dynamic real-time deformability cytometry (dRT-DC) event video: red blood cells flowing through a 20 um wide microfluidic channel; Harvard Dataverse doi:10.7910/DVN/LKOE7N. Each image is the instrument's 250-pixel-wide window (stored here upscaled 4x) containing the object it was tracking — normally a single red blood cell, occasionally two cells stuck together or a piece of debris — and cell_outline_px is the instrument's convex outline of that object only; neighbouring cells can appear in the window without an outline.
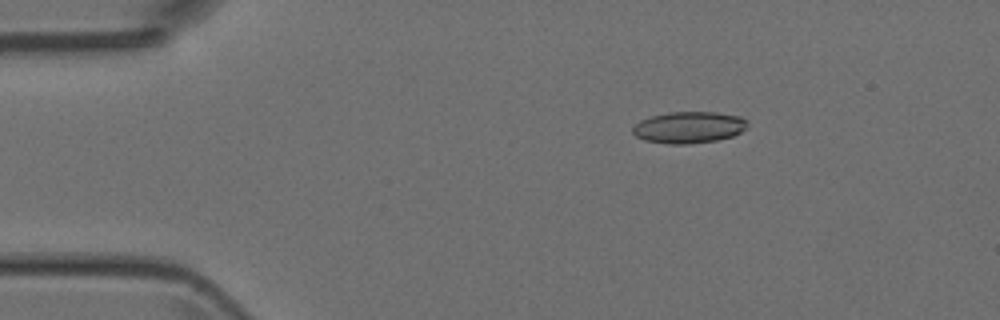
{"species": "Egyptian fruit bat (a non-hibernating species)", "species_latin": "Rousettus aegyptiacus", "temperature_condition": "room temperature", "stored_images_in_passage": 6, "camera_frame_rate_fps": 3000, "um_per_image_px": 0.085, "animal": {"sex": "female"}, "frame": {"image": 1, "passage_image": 3, "time_ms": 2.0, "image_size_px": [1000, 320], "cell_outline_px": [[748, 128], [732, 136], [716, 140], [688, 144], [668, 144], [644, 140], [636, 136], [632, 132], [632, 128], [640, 120], [652, 116], [668, 112], [716, 112], [740, 116], [748, 120]], "centroid_in_image_um": [58.57, 10.82], "position_along_channel_um": 26.4, "area_um2": 21.21}}
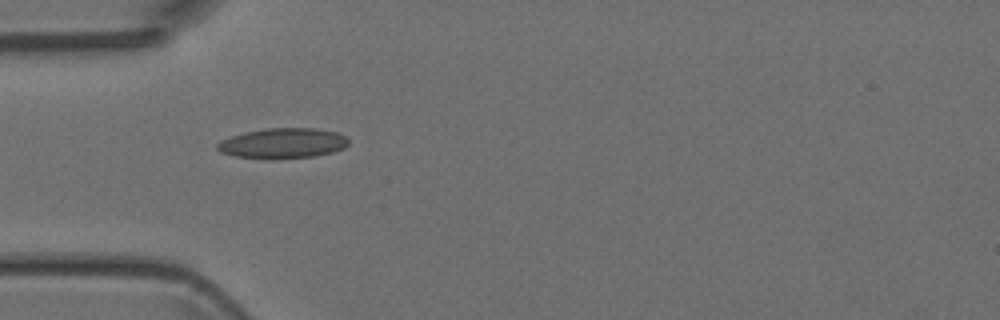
{"frame": {"image": 2, "passage_image": 5, "time_ms": 4.333, "image_size_px": [1000, 320], "cell_outline_px": [[348, 144], [344, 148], [332, 152], [312, 156], [236, 156], [220, 152], [216, 148], [216, 144], [220, 140], [244, 132], [268, 128], [316, 128], [336, 132], [344, 136], [348, 140]], "centroid_in_image_um": [24.05, 12.12], "position_along_channel_um": 61.0, "area_um2": 22.14}}
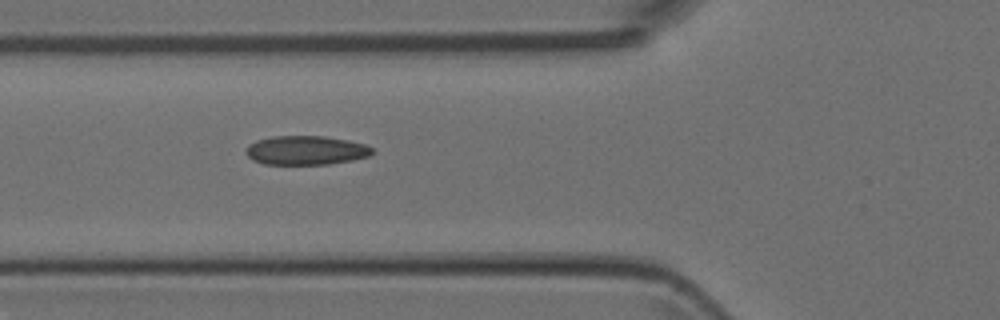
{"frame": {"image": 3, "passage_image": 6, "time_ms": 5.333, "image_size_px": [1000, 320], "cell_outline_px": [[376, 152], [368, 156], [352, 160], [328, 164], [264, 164], [252, 160], [244, 152], [248, 144], [256, 140], [272, 136], [324, 136], [348, 140], [364, 144], [372, 148]], "centroid_in_image_um": [25.98, 12.77], "position_along_channel_um": 99.8, "area_um2": 21.5}}